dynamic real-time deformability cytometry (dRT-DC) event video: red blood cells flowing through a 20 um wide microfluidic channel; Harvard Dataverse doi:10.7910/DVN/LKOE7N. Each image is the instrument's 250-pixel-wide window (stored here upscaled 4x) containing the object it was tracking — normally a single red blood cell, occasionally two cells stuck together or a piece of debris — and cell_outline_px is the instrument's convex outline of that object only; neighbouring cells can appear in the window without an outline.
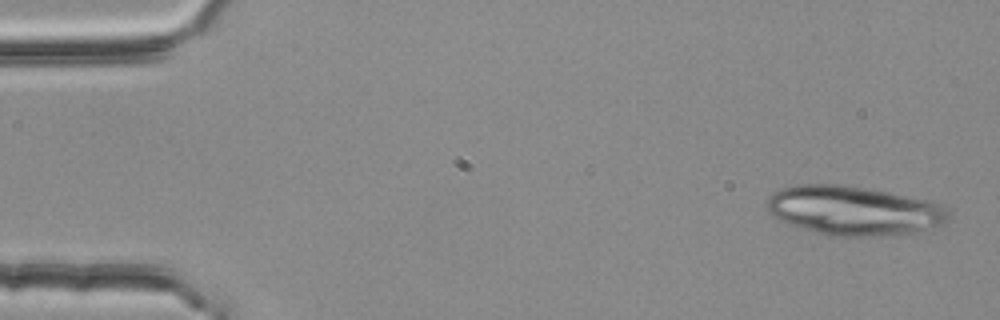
{"species": "common noctule bat (a hibernating species)", "species_latin": "Nyctalus noctula", "temperature_condition": "room temperature", "stored_images_in_passage": 4, "camera_frame_rate_fps": 3000, "um_per_image_px": 0.085, "animal": {"sex": "female", "body_mass_g": 25.1}, "frame": {"image": 1, "passage_image": 1, "time_ms": 0.0, "image_size_px": [1000, 320], "cell_outline_px": [[952, 216], [944, 224], [908, 232], [868, 236], [828, 236], [788, 224], [772, 216], [768, 212], [764, 204], [772, 192], [796, 184], [840, 184], [888, 192], [928, 200], [940, 204]], "centroid_in_image_um": [72.49, 17.88], "position_along_channel_um": 12.5, "area_um2": 51.85}}